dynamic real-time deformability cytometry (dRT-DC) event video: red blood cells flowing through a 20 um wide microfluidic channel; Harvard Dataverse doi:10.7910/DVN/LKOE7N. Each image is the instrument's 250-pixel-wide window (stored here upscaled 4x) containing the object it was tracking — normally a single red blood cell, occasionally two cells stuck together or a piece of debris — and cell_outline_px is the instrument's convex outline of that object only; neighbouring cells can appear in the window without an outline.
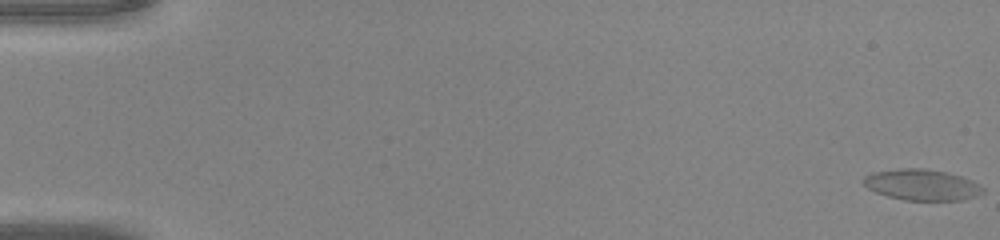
{"species": "common noctule bat (a hibernating species)", "species_latin": "Nyctalus noctula", "temperature_condition": "warm", "stored_images_in_passage": 51, "segment_of_instrument_passage": [1, 2], "camera_frame_rate_fps": 3000, "um_per_image_px": 0.085, "animal": {"sex": "male", "body_mass_g": 20.0, "forearm_length_mm": 53.3}, "frame": {"image": 1, "passage_image": 1, "time_ms": 0.0, "image_size_px": [1000, 240], "cell_outline_px": [[984, 192], [960, 200], [904, 200], [888, 196], [876, 192], [868, 188], [864, 184], [864, 176], [872, 172], [900, 168], [924, 168], [944, 172], [960, 176], [972, 180], [984, 188]], "centroid_in_image_um": [78.33, 15.7], "position_along_channel_um": 6.7, "area_um2": 21.33}}
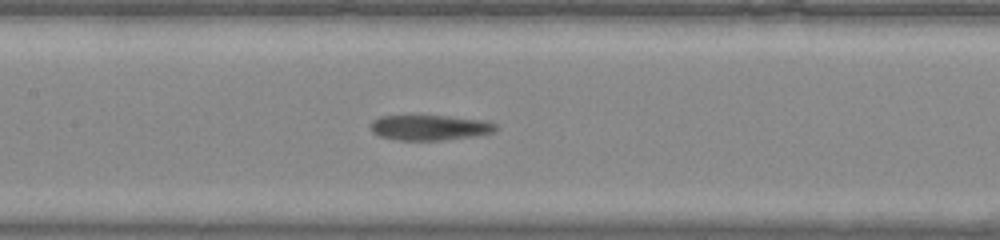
{"frame": {"image": 2, "passage_image": 25, "time_ms": 8.0, "image_size_px": [1000, 240], "cell_outline_px": [[496, 128], [492, 132], [472, 136], [444, 140], [400, 140], [380, 136], [372, 132], [372, 120], [380, 116], [448, 116], [488, 120], [496, 124]], "centroid_in_image_um": [36.54, 10.83], "position_along_channel_um": 170.9, "area_um2": 18.26}}
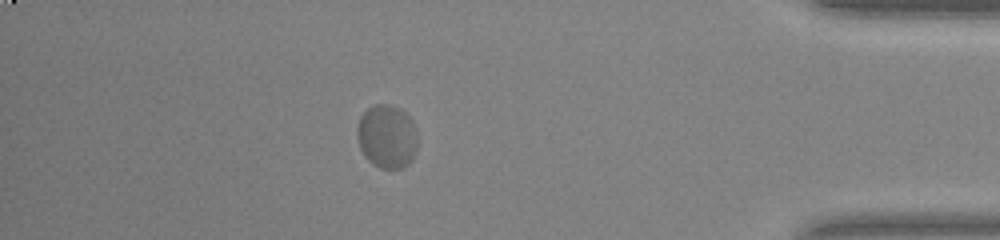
{"frame": {"image": 3, "passage_image": 44, "time_ms": 14.333, "image_size_px": [1000, 240], "cell_outline_px": [[416, 152], [412, 160], [404, 168], [380, 168], [372, 164], [364, 156], [360, 148], [356, 136], [356, 128], [360, 116], [372, 104], [388, 104], [400, 108], [412, 120], [416, 128]], "centroid_in_image_um": [32.87, 11.6], "position_along_channel_um": 402.3, "area_um2": 22.72}}